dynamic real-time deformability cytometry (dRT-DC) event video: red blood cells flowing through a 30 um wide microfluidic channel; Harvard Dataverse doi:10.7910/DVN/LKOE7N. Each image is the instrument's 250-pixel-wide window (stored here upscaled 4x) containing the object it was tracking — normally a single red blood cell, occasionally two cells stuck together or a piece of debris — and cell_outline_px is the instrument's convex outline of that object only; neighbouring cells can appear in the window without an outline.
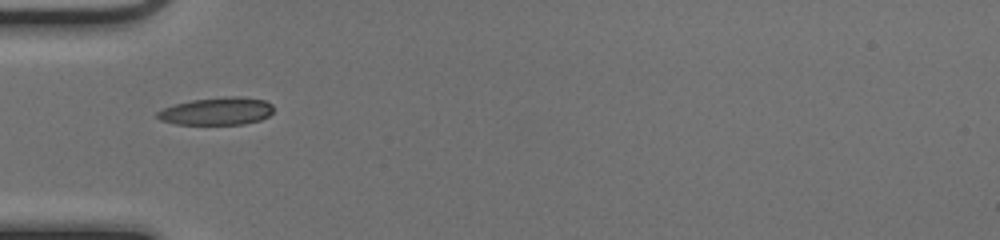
{"species": "common noctule bat (a hibernating species)", "species_latin": "Nyctalus noctula", "temperature_condition": "cold", "stored_images_in_passage": 35, "camera_frame_rate_fps": 3000, "um_per_image_px": 0.085, "animal": {"sex": "female", "body_mass_g": 17.0, "forearm_length_mm": 48.0}, "frame": {"image": 1, "passage_image": 1, "time_ms": 0.0, "image_size_px": [1000, 240], "cell_outline_px": [[272, 112], [268, 116], [260, 120], [244, 124], [176, 124], [160, 120], [156, 116], [156, 112], [164, 108], [176, 104], [192, 100], [224, 96], [240, 96], [264, 100], [272, 104]], "centroid_in_image_um": [18.43, 9.44], "position_along_channel_um": 66.6, "area_um2": 18.67}}
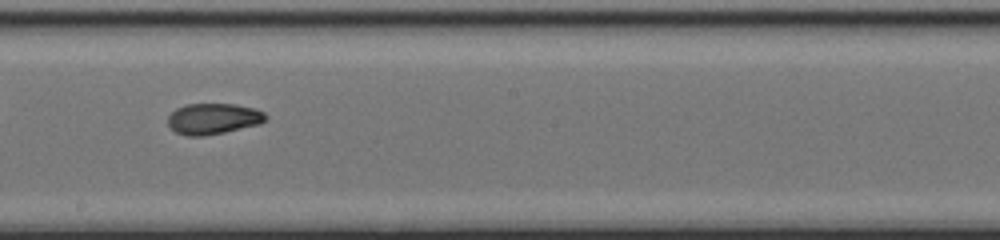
{"frame": {"image": 2, "passage_image": 13, "time_ms": 4.0, "image_size_px": [1000, 240], "cell_outline_px": [[268, 116], [260, 124], [224, 132], [200, 136], [188, 136], [176, 132], [168, 124], [168, 116], [176, 108], [188, 104], [236, 104], [256, 108], [264, 112]], "centroid_in_image_um": [18.14, 10.08], "position_along_channel_um": 230.1, "area_um2": 17.57}}
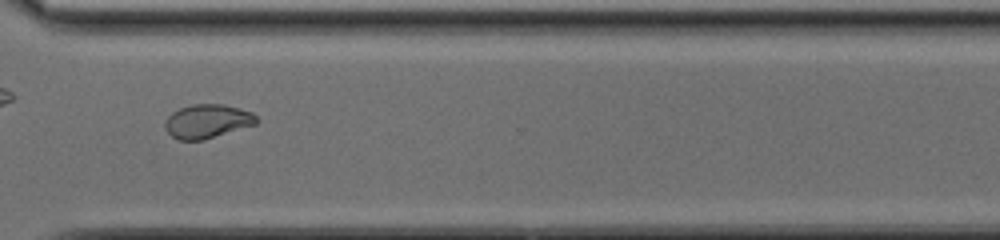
{"frame": {"image": 3, "passage_image": 22, "time_ms": 7.0, "image_size_px": [1000, 240], "cell_outline_px": [[256, 124], [204, 140], [180, 140], [172, 136], [168, 132], [164, 124], [168, 116], [172, 112], [180, 108], [192, 104], [224, 104], [240, 108], [252, 112], [256, 116]], "centroid_in_image_um": [17.62, 10.3], "position_along_channel_um": 353.0, "area_um2": 17.98}, "authors_computed_cell_mechanics": {"area_um2": 18.207, "velocity_mm_per_s": 4.101, "shape_relaxation_time_tau1_ms": 11.2213, "shape_relaxation_time_tau2_ms": 2.2022, "deformation_change_tau1": 0.2949, "deformation_change_tau2": 0.0621}}